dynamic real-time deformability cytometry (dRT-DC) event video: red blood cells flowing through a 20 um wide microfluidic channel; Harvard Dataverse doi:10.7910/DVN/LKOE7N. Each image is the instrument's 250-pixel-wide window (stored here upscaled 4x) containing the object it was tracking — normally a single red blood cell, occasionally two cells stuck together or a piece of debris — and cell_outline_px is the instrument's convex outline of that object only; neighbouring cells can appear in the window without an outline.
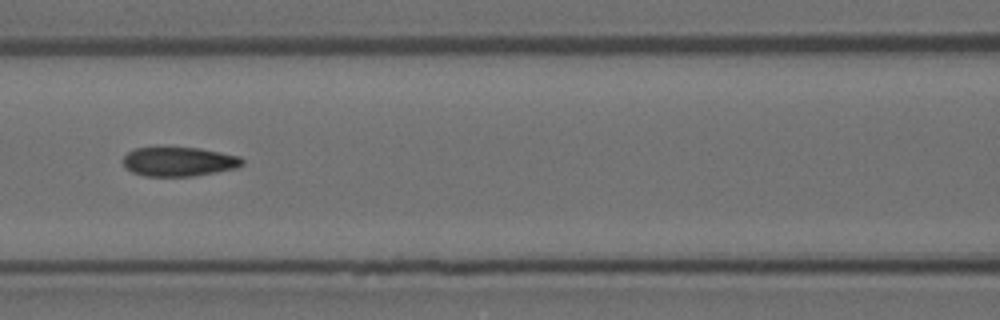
{"species": "Egyptian fruit bat (a non-hibernating species)", "species_latin": "Rousettus aegyptiacus", "temperature_condition": "room temperature", "stored_images_in_passage": 5, "camera_frame_rate_fps": 3000, "um_per_image_px": 0.085, "animal": {"sex": "female"}, "frame": {"image": 1, "passage_image": 3, "time_ms": 0.667, "image_size_px": [1000, 320], "cell_outline_px": [[244, 164], [236, 168], [216, 172], [192, 176], [144, 176], [132, 172], [124, 168], [124, 156], [128, 152], [136, 148], [200, 148], [240, 156], [244, 160]], "centroid_in_image_um": [15.22, 13.75], "position_along_channel_um": 151.4, "area_um2": 20.23}}
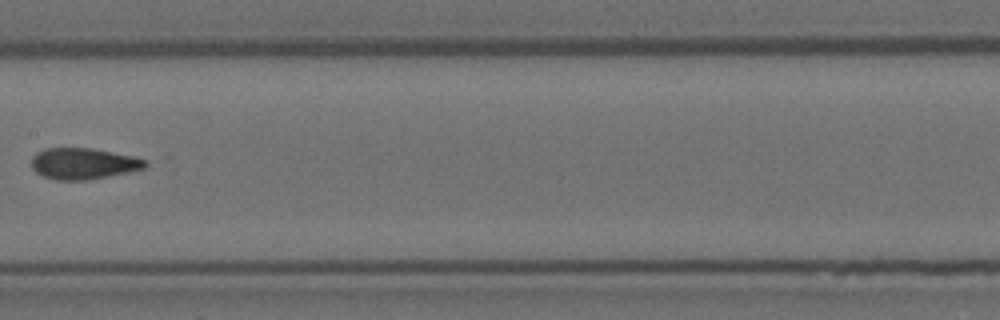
{"frame": {"image": 2, "passage_image": 4, "time_ms": 1.0, "image_size_px": [1000, 320], "cell_outline_px": [[148, 164], [144, 168], [108, 176], [84, 180], [56, 180], [44, 176], [36, 172], [32, 168], [32, 156], [36, 152], [44, 148], [92, 148], [132, 156], [148, 160]], "centroid_in_image_um": [7.06, 13.89], "position_along_channel_um": 200.3, "area_um2": 20.58}}
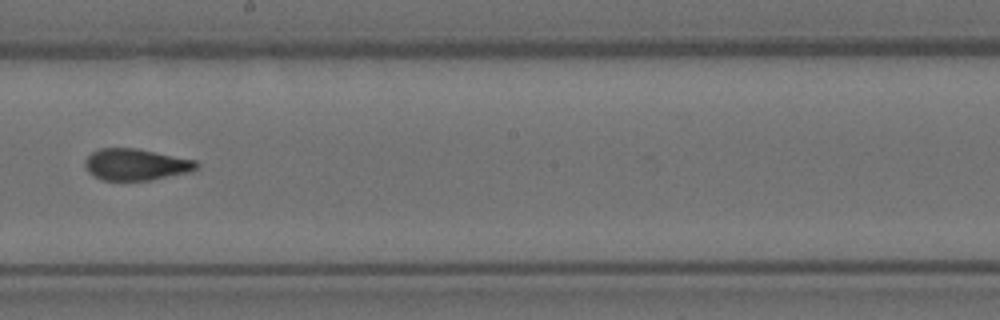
{"frame": {"image": 3, "passage_image": 5, "time_ms": 1.333, "image_size_px": [1000, 320], "cell_outline_px": [[200, 164], [192, 172], [152, 180], [100, 180], [88, 172], [84, 164], [84, 160], [92, 152], [100, 148], [136, 148], [196, 160]], "centroid_in_image_um": [11.56, 13.99], "position_along_channel_um": 236.6, "area_um2": 20.69}}